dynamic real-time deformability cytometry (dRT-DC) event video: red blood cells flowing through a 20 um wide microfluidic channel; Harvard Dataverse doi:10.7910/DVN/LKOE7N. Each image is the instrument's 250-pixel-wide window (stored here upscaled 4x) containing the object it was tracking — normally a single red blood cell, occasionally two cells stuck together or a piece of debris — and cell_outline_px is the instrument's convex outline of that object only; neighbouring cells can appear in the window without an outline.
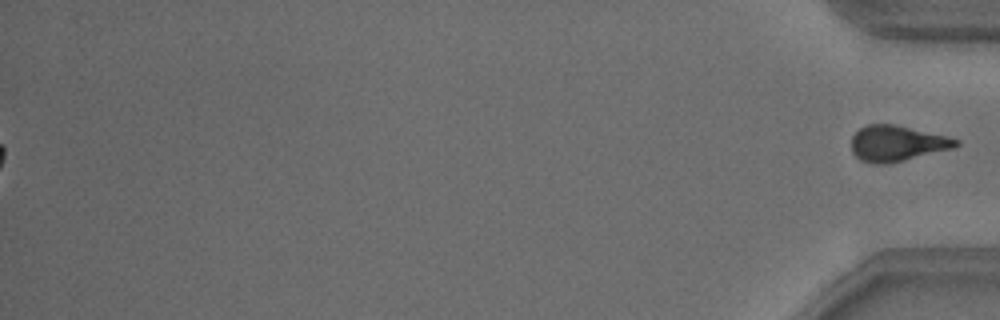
{"species": "common noctule bat (a hibernating species)", "species_latin": "Nyctalus noctula", "temperature_condition": "warm", "stored_images_in_passage": 53, "segment_of_instrument_passage": [2, 2], "camera_frame_rate_fps": 3000, "um_per_image_px": 0.085, "animal": {"sex": "male", "body_mass_g": 18.8}, "frame": {"image": 1, "passage_image": 53, "time_ms": 17.333, "image_size_px": [1000, 320], "cell_outline_px": [[960, 144], [952, 148], [888, 164], [872, 164], [860, 160], [852, 152], [852, 136], [860, 128], [868, 124], [896, 124], [948, 136], [960, 140]], "centroid_in_image_um": [76.24, 12.18], "position_along_channel_um": 359.0, "area_um2": 21.79}}